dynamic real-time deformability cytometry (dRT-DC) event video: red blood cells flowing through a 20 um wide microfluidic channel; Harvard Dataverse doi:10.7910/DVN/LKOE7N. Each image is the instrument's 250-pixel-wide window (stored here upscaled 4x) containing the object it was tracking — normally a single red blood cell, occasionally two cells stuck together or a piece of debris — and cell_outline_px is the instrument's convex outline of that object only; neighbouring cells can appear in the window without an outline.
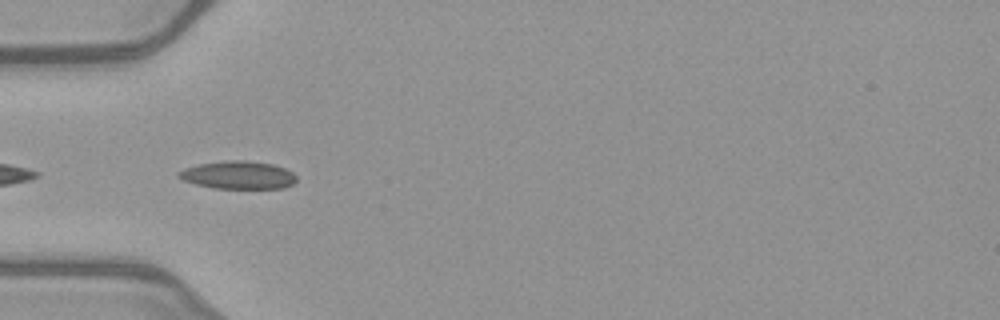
{"species": "common noctule bat (a hibernating species)", "species_latin": "Nyctalus noctula", "temperature_condition": "warm", "stored_images_in_passage": 11, "camera_frame_rate_fps": 3000, "um_per_image_px": 0.085, "animal": {"sex": "female", "body_mass_g": 21.9}, "frame": {"image": 1, "passage_image": 2, "time_ms": 0.333, "image_size_px": [1000, 320], "cell_outline_px": [[296, 180], [292, 184], [284, 188], [212, 188], [196, 184], [184, 180], [176, 176], [176, 172], [184, 168], [200, 164], [224, 160], [244, 160], [272, 164], [284, 168], [292, 172], [296, 176]], "centroid_in_image_um": [20.22, 14.87], "position_along_channel_um": 64.8, "area_um2": 19.13}}
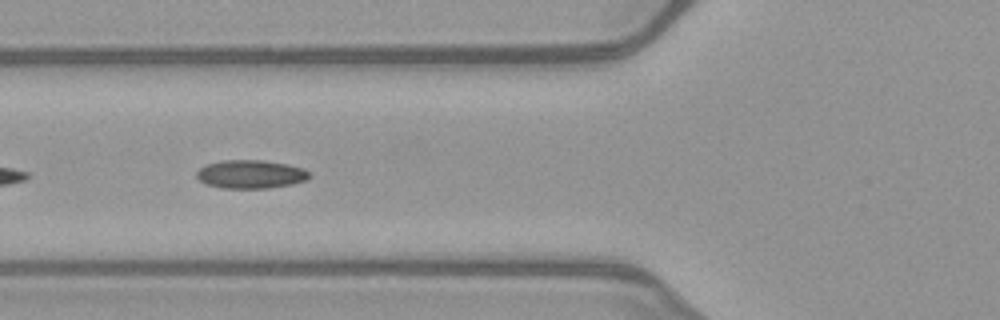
{"frame": {"image": 2, "passage_image": 5, "time_ms": 1.333, "image_size_px": [1000, 320], "cell_outline_px": [[312, 176], [308, 180], [292, 184], [268, 188], [220, 188], [204, 184], [196, 176], [196, 172], [200, 168], [208, 164], [220, 160], [264, 160], [288, 164], [304, 168]], "centroid_in_image_um": [21.32, 14.81], "position_along_channel_um": 104.5, "area_um2": 18.9}}